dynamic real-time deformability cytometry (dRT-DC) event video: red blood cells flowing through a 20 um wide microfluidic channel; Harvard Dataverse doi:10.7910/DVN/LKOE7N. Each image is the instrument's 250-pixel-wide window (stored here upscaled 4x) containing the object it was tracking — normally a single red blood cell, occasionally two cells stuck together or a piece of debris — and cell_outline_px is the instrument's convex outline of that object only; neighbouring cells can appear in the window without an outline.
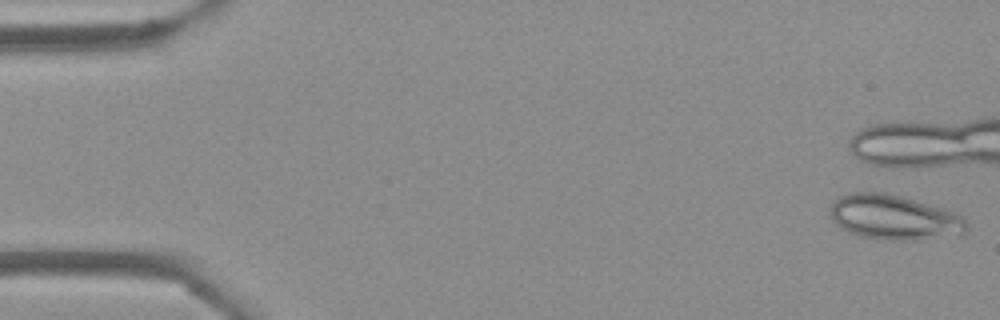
{"species": "Egyptian fruit bat (a non-hibernating species)", "species_latin": "Rousettus aegyptiacus", "temperature_condition": "cold", "stored_images_in_passage": 4, "camera_frame_rate_fps": 3000, "um_per_image_px": 0.085, "frame": {"image": 1, "passage_image": 1, "time_ms": 0.0, "image_size_px": [1000, 320], "cell_outline_px": [[968, 228], [964, 232], [912, 240], [888, 240], [860, 236], [848, 232], [840, 228], [832, 220], [828, 208], [832, 200], [848, 192], [888, 192], [904, 196], [956, 212], [964, 220]], "centroid_in_image_um": [75.89, 18.43], "position_along_channel_um": 9.1, "area_um2": 35.72}}